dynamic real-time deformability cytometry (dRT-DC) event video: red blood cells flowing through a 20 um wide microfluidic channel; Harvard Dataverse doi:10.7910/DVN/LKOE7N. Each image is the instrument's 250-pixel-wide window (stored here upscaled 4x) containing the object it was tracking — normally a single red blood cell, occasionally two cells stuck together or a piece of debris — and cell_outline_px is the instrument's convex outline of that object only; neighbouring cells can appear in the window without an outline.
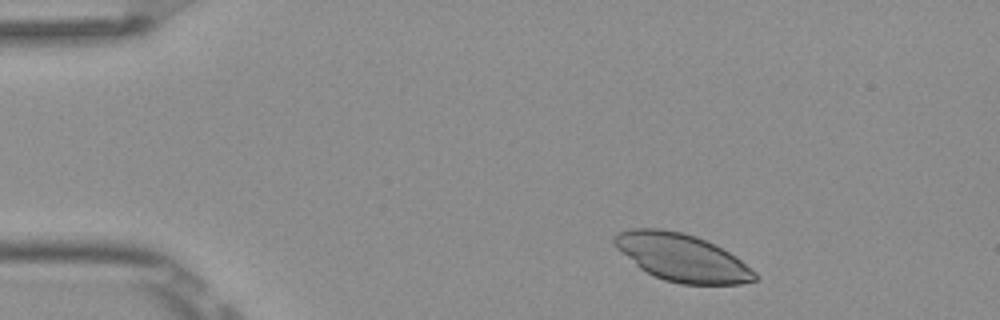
{"species": "Egyptian fruit bat (a non-hibernating species)", "species_latin": "Rousettus aegyptiacus", "temperature_condition": "room temperature", "stored_images_in_passage": 3, "camera_frame_rate_fps": 3000, "um_per_image_px": 0.085, "frame": {"image": 1, "passage_image": 1, "time_ms": 0.0, "image_size_px": [1000, 320], "cell_outline_px": [[756, 280], [740, 284], [680, 284], [664, 280], [640, 268], [616, 248], [612, 240], [612, 236], [616, 232], [632, 228], [660, 228], [680, 232], [696, 236], [716, 244], [736, 256], [756, 272]], "centroid_in_image_um": [57.95, 21.87], "position_along_channel_um": 27.1, "area_um2": 38.9}}